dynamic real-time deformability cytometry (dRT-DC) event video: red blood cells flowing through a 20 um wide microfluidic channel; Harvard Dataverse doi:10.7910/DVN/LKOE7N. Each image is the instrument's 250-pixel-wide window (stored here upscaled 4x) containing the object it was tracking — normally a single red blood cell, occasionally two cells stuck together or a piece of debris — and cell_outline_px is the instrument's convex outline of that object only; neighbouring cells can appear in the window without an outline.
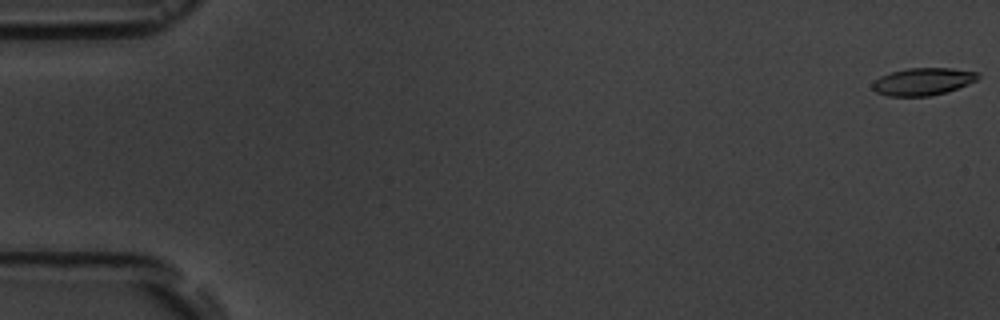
{"species": "common noctule bat (a hibernating species)", "species_latin": "Nyctalus noctula", "temperature_condition": "room temperature", "stored_images_in_passage": 6, "camera_frame_rate_fps": 3000, "um_per_image_px": 0.085, "animal": {"sex": "male", "body_mass_g": 19.5, "forearm_length_mm": 54.6}, "frame": {"image": 1, "passage_image": 1, "time_ms": 0.0, "image_size_px": [1000, 320], "cell_outline_px": [[980, 76], [976, 80], [968, 84], [944, 92], [928, 96], [888, 96], [876, 92], [872, 88], [872, 84], [880, 76], [892, 72], [908, 68], [952, 68], [980, 72]], "centroid_in_image_um": [78.46, 6.92], "position_along_channel_um": 6.5, "area_um2": 16.7}}
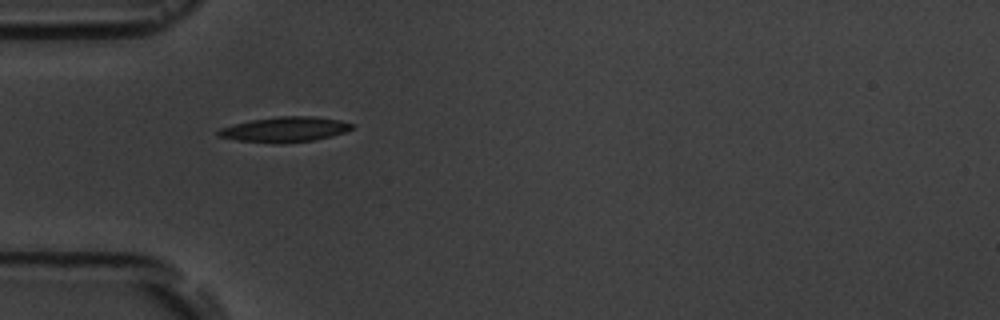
{"frame": {"image": 2, "passage_image": 5, "time_ms": 5.667, "image_size_px": [1000, 320], "cell_outline_px": [[356, 124], [352, 128], [344, 132], [332, 136], [312, 140], [280, 144], [272, 144], [236, 140], [216, 136], [216, 132], [220, 128], [252, 120], [280, 116], [312, 116], [340, 120]], "centroid_in_image_um": [24.2, 11.01], "position_along_channel_um": 60.8, "area_um2": 19.65}}
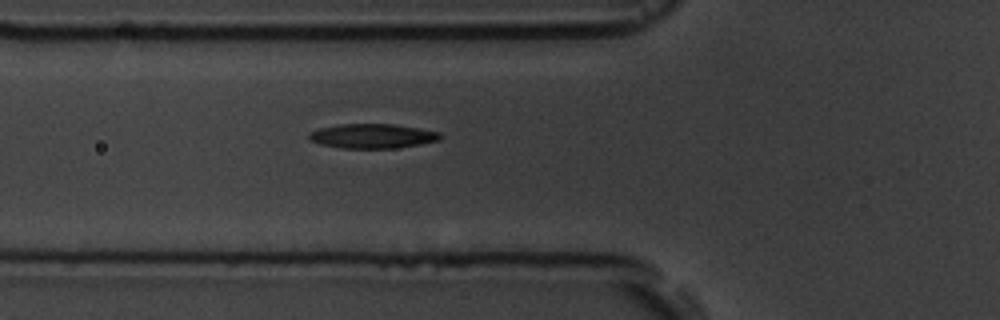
{"frame": {"image": 3, "passage_image": 6, "time_ms": 6.667, "image_size_px": [1000, 320], "cell_outline_px": [[444, 136], [440, 140], [420, 144], [396, 148], [340, 148], [320, 144], [312, 140], [308, 136], [308, 132], [320, 128], [340, 124], [392, 124], [440, 132]], "centroid_in_image_um": [31.67, 11.56], "position_along_channel_um": 94.1, "area_um2": 18.67}}